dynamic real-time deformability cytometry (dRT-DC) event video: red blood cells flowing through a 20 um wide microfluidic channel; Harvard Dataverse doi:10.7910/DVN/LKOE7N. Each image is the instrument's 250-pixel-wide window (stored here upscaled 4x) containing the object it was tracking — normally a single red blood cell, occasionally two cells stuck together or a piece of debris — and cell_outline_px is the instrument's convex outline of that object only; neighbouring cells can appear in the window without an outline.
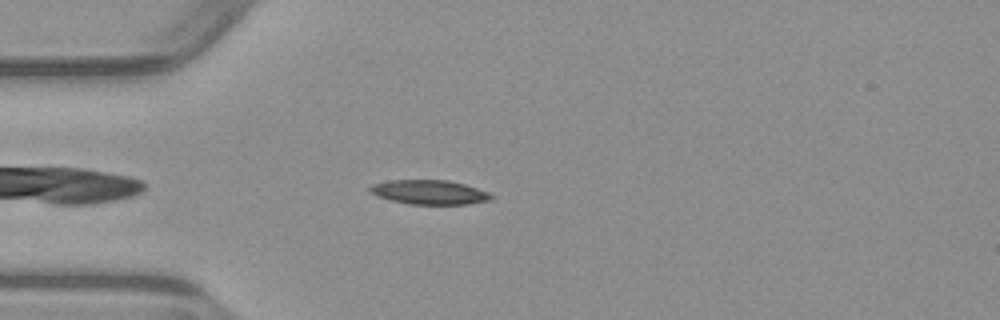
{"species": "common noctule bat (a hibernating species)", "species_latin": "Nyctalus noctula", "temperature_condition": "warm", "stored_images_in_passage": 3, "camera_frame_rate_fps": 3000, "um_per_image_px": 0.085, "animal": {"sex": "male", "body_mass_g": 23.1, "forearm_length_mm": 52.7}, "frame": {"image": 1, "passage_image": 2, "time_ms": 1.333, "image_size_px": [1000, 320], "cell_outline_px": [[496, 196], [492, 200], [468, 204], [408, 204], [376, 196], [368, 188], [372, 184], [392, 180], [448, 180], [464, 184], [488, 192]], "centroid_in_image_um": [36.53, 16.34], "position_along_channel_um": 48.5, "area_um2": 17.17}}